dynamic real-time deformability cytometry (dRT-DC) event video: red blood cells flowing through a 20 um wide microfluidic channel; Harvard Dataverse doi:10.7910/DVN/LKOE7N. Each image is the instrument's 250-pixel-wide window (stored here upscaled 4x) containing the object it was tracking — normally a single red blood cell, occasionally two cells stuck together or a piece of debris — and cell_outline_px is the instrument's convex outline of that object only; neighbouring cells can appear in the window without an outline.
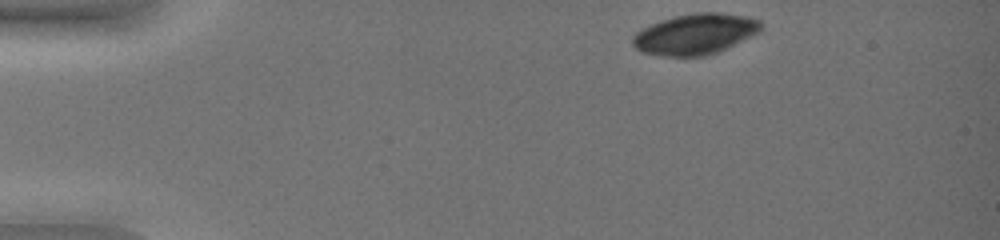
{"species": "common noctule bat (a hibernating species)", "species_latin": "Nyctalus noctula", "temperature_condition": "warm", "stored_images_in_passage": 41, "camera_frame_rate_fps": 3000, "um_per_image_px": 0.085, "animal": {"sex": "female", "body_mass_g": 19.0, "forearm_length_mm": 51.5}, "frame": {"image": 1, "passage_image": 1, "time_ms": 0.0, "image_size_px": [1000, 240], "cell_outline_px": [[764, 28], [760, 32], [752, 36], [716, 52], [704, 56], [660, 56], [640, 52], [632, 44], [632, 36], [636, 32], [660, 20], [672, 16], [696, 12], [720, 12], [748, 16], [760, 20]], "centroid_in_image_um": [59.1, 2.88], "position_along_channel_um": 25.9, "area_um2": 30.69}}
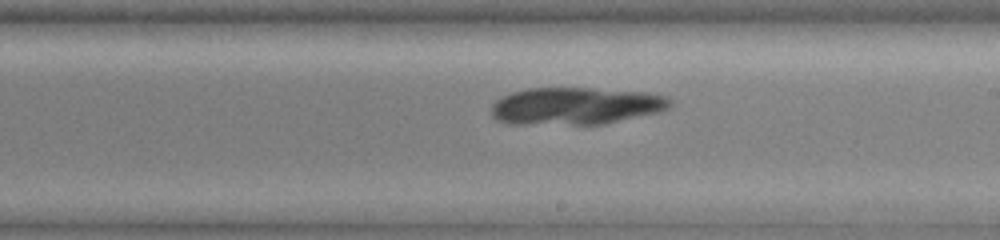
{"frame": {"image": 2, "passage_image": 24, "time_ms": 7.667, "image_size_px": [1000, 240], "cell_outline_px": [[672, 104], [668, 108], [660, 112], [608, 124], [504, 124], [496, 120], [492, 116], [492, 104], [496, 100], [512, 92], [528, 88], [588, 88], [648, 92], [668, 96], [672, 100]], "centroid_in_image_um": [48.97, 9.02], "position_along_channel_um": 240.0, "area_um2": 39.36}}
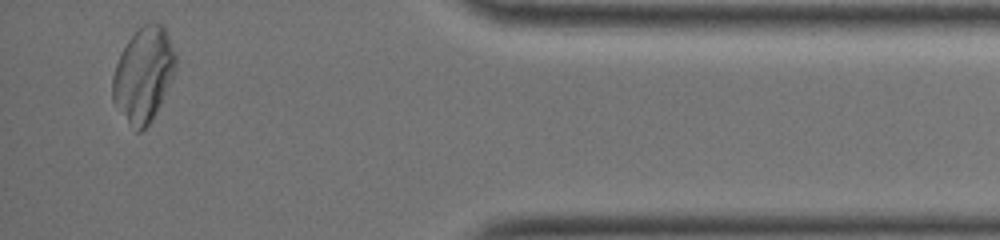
{"frame": {"image": 3, "passage_image": 40, "time_ms": 13.0, "image_size_px": [1000, 240], "cell_outline_px": [[176, 72], [152, 120], [140, 132], [136, 132], [112, 100], [112, 76], [120, 52], [128, 40], [148, 20], [156, 20], [164, 24], [176, 52]], "centroid_in_image_um": [12.23, 6.28], "position_along_channel_um": 423.0, "area_um2": 35.08}}